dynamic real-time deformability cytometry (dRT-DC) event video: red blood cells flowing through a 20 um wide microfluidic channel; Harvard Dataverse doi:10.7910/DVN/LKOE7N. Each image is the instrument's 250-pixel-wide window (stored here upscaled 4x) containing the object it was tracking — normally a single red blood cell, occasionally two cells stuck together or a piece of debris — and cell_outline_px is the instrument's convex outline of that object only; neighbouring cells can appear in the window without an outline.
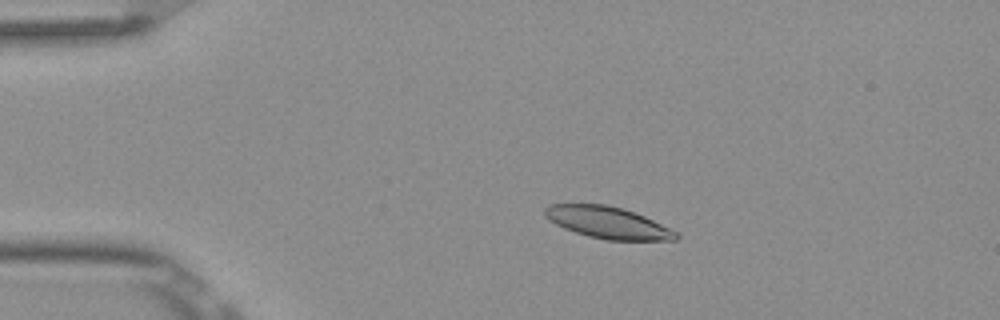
{"species": "Egyptian fruit bat (a non-hibernating species)", "species_latin": "Rousettus aegyptiacus", "temperature_condition": "room temperature", "stored_images_in_passage": 7, "camera_frame_rate_fps": 3000, "um_per_image_px": 0.085, "frame": {"image": 1, "passage_image": 4, "time_ms": 1.0, "image_size_px": [1000, 320], "cell_outline_px": [[680, 236], [676, 240], [608, 240], [588, 236], [564, 228], [556, 224], [544, 216], [544, 208], [548, 204], [604, 204], [624, 208], [644, 216], [676, 232]], "centroid_in_image_um": [51.63, 18.91], "position_along_channel_um": 33.4, "area_um2": 24.1}}
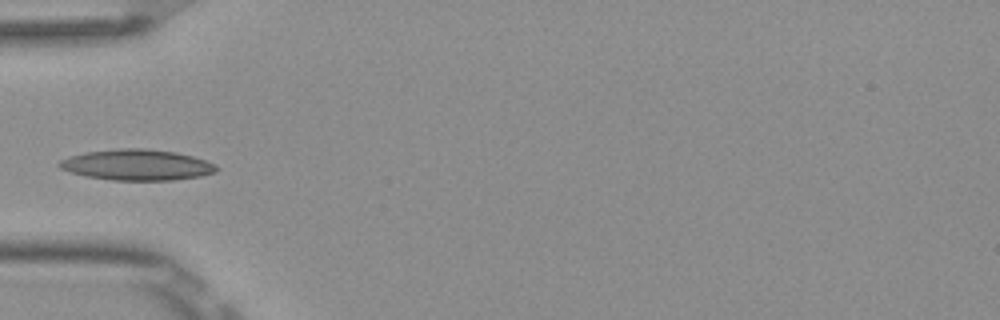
{"frame": {"image": 2, "passage_image": 6, "time_ms": 1.667, "image_size_px": [1000, 320], "cell_outline_px": [[220, 168], [216, 172], [200, 176], [172, 180], [112, 180], [88, 176], [72, 172], [60, 168], [56, 164], [60, 160], [68, 156], [84, 152], [120, 148], [148, 148], [176, 152], [192, 156], [216, 164]], "centroid_in_image_um": [11.65, 14.0], "position_along_channel_um": 73.4, "area_um2": 28.32}}
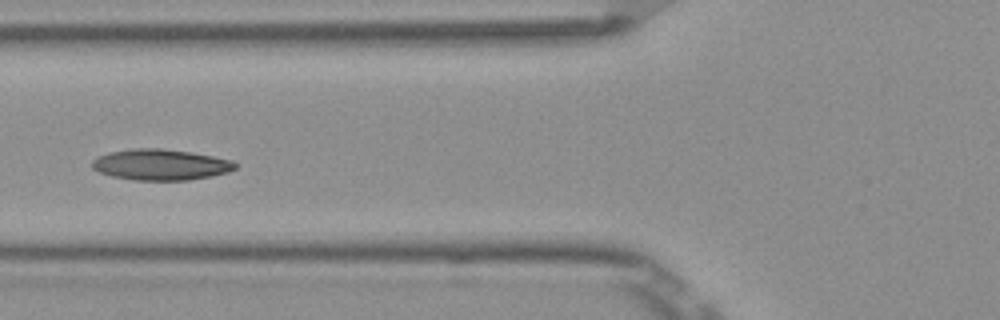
{"frame": {"image": 3, "passage_image": 7, "time_ms": 2.0, "image_size_px": [1000, 320], "cell_outline_px": [[236, 168], [228, 172], [212, 176], [188, 180], [136, 180], [112, 176], [100, 172], [92, 168], [92, 160], [108, 152], [132, 148], [160, 148], [188, 152], [212, 156], [232, 160], [236, 164]], "centroid_in_image_um": [13.65, 13.99], "position_along_channel_um": 112.2, "area_um2": 25.66}}